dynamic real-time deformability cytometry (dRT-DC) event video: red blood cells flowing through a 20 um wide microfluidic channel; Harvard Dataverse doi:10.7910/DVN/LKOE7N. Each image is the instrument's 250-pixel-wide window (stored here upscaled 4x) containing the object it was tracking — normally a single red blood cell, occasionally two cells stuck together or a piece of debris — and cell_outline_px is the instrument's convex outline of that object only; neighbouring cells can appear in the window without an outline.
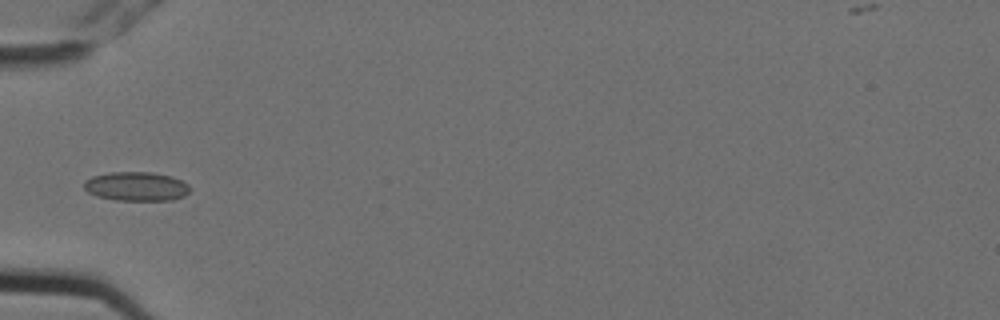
{"species": "Egyptian fruit bat (a non-hibernating species)", "species_latin": "Rousettus aegyptiacus", "temperature_condition": "cold", "stored_images_in_passage": 5, "camera_frame_rate_fps": 3000, "um_per_image_px": 0.085, "animal": {"sex": "female"}, "frame": {"image": 1, "passage_image": 5, "time_ms": 1.333, "image_size_px": [1000, 320], "cell_outline_px": [[192, 188], [184, 196], [172, 200], [116, 200], [96, 196], [88, 192], [84, 188], [84, 180], [92, 176], [112, 172], [152, 172], [172, 176], [188, 184]], "centroid_in_image_um": [11.59, 15.84], "position_along_channel_um": 73.4, "area_um2": 18.03}}